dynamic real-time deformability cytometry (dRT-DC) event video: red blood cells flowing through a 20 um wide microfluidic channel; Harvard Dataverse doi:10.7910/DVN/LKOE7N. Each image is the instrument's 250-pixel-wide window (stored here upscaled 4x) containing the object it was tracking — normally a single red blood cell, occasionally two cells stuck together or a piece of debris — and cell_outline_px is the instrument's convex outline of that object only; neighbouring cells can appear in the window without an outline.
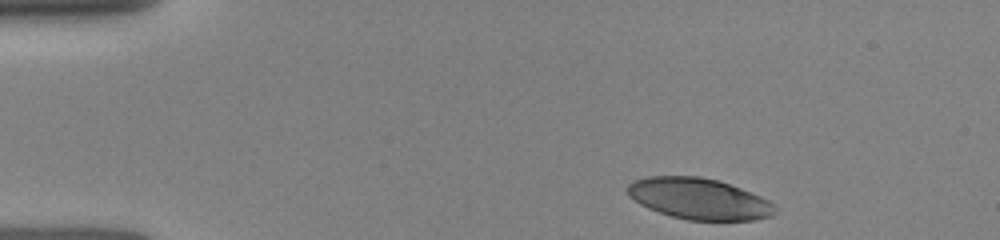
{"species": "human", "species_latin": "Homo sapiens", "temperature_condition": "room temperature", "stored_images_in_passage": 28, "camera_frame_rate_fps": 3000, "um_per_image_px": 0.085, "donor": {"sex": "female"}, "frame": {"image": 1, "passage_image": 1, "time_ms": 0.0, "image_size_px": [1000, 240], "cell_outline_px": [[776, 212], [772, 216], [756, 220], [688, 220], [672, 216], [648, 208], [640, 204], [628, 196], [628, 184], [636, 180], [648, 176], [700, 176], [716, 180], [740, 188], [760, 196], [776, 204]], "centroid_in_image_um": [59.43, 16.9], "position_along_channel_um": 25.6, "area_um2": 35.26}}
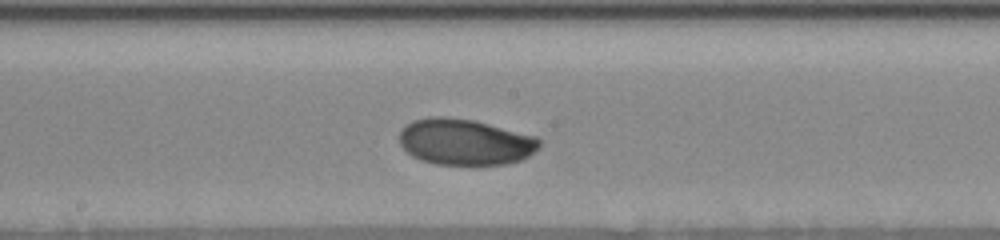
{"frame": {"image": 2, "passage_image": 16, "time_ms": 6.333, "image_size_px": [1000, 240], "cell_outline_px": [[540, 148], [528, 156], [520, 160], [504, 164], [436, 164], [420, 160], [412, 156], [400, 144], [400, 128], [404, 124], [412, 120], [428, 116], [448, 116], [472, 120], [536, 136], [540, 140]], "centroid_in_image_um": [39.49, 12.05], "position_along_channel_um": 208.7, "area_um2": 37.74}}
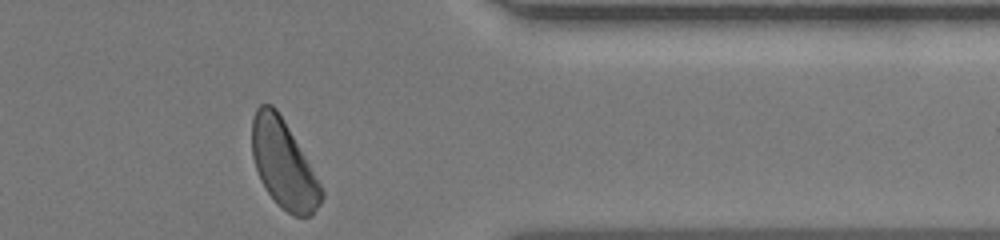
{"frame": {"image": 3, "passage_image": 28, "time_ms": 11.0, "image_size_px": [1000, 240], "cell_outline_px": [[324, 196], [320, 204], [312, 216], [292, 216], [268, 192], [260, 180], [252, 156], [252, 120], [256, 108], [260, 104], [272, 104], [276, 108], [284, 120], [320, 184], [324, 192]], "centroid_in_image_um": [24.09, 13.94], "position_along_channel_um": 387.3, "area_um2": 34.97}}